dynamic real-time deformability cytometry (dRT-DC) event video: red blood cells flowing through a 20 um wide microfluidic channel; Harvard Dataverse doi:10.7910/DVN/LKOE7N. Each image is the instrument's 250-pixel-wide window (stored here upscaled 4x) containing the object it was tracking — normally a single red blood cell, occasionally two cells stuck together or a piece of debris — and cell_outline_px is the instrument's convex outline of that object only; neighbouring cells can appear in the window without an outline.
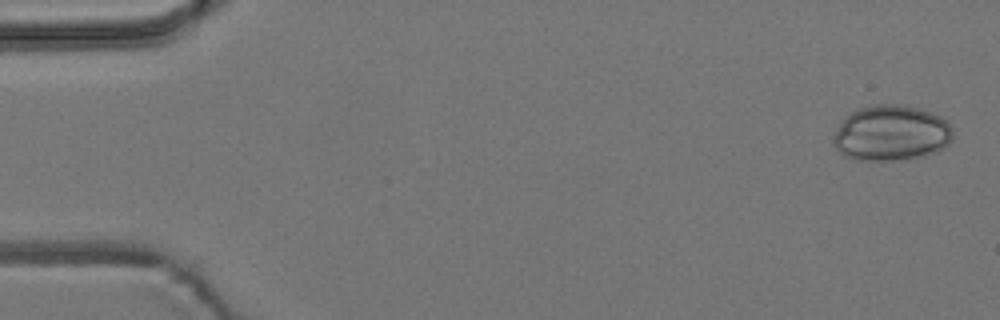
{"species": "common noctule bat (a hibernating species)", "species_latin": "Nyctalus noctula", "temperature_condition": "room temperature", "stored_images_in_passage": 4, "camera_frame_rate_fps": 3000, "um_per_image_px": 0.085, "animal": {"sex": "male", "body_mass_g": 19.2, "forearm_length_mm": 51.8}, "frame": {"image": 1, "passage_image": 1, "time_ms": 0.0, "image_size_px": [1000, 320], "cell_outline_px": [[952, 140], [948, 144], [936, 152], [924, 156], [908, 160], [856, 160], [844, 156], [836, 148], [832, 140], [832, 136], [840, 124], [852, 112], [860, 108], [876, 104], [896, 104], [920, 108], [932, 112], [940, 116], [952, 128]], "centroid_in_image_um": [75.76, 11.33], "position_along_channel_um": 9.2, "area_um2": 38.84}}